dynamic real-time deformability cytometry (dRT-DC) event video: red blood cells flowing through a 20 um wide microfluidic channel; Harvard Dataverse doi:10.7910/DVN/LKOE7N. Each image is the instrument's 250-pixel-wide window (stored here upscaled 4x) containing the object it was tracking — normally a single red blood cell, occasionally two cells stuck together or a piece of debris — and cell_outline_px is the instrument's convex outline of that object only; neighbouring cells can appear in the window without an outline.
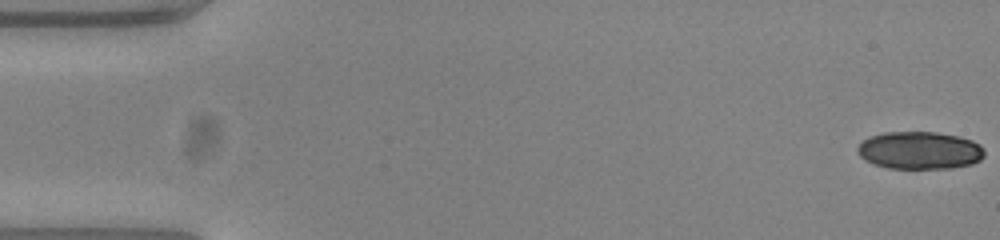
{"species": "common noctule bat (a hibernating species)", "species_latin": "Nyctalus noctula", "temperature_condition": "warm", "stored_images_in_passage": 22, "camera_frame_rate_fps": 3000, "um_per_image_px": 0.085, "animal": {"sex": "female", "body_mass_g": 23.0, "forearm_length_mm": 53.4}, "frame": {"image": 1, "passage_image": 1, "time_ms": 0.0, "image_size_px": [1000, 240], "cell_outline_px": [[984, 156], [980, 160], [972, 164], [952, 168], [888, 168], [872, 164], [864, 160], [856, 152], [856, 148], [868, 136], [884, 132], [936, 132], [960, 136], [972, 140], [980, 144], [984, 148]], "centroid_in_image_um": [78.17, 12.78], "position_along_channel_um": 6.8, "area_um2": 28.15}}